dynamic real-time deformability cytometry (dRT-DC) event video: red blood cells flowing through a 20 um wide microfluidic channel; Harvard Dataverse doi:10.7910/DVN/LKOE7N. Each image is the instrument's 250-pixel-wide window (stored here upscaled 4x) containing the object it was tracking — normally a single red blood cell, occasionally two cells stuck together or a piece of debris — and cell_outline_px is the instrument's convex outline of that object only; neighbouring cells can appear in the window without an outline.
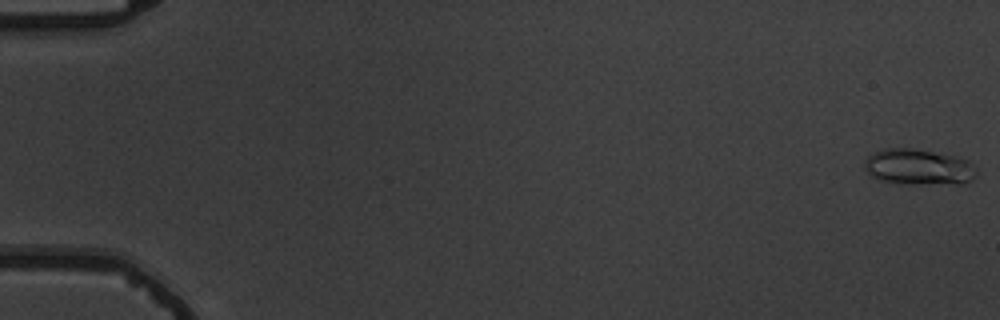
{"species": "common noctule bat (a hibernating species)", "species_latin": "Nyctalus noctula", "temperature_condition": "warm", "stored_images_in_passage": 10, "camera_frame_rate_fps": 3000, "um_per_image_px": 0.085, "animal": {"sex": "male", "body_mass_g": 19.5, "forearm_length_mm": 54.6}, "frame": {"image": 1, "passage_image": 1, "time_ms": 0.0, "image_size_px": [1000, 320], "cell_outline_px": [[976, 176], [968, 184], [904, 184], [880, 180], [872, 176], [864, 168], [864, 160], [868, 156], [884, 148], [916, 148], [952, 156], [968, 160], [976, 168]], "centroid_in_image_um": [78.1, 14.21], "position_along_channel_um": 6.9, "area_um2": 23.64}}
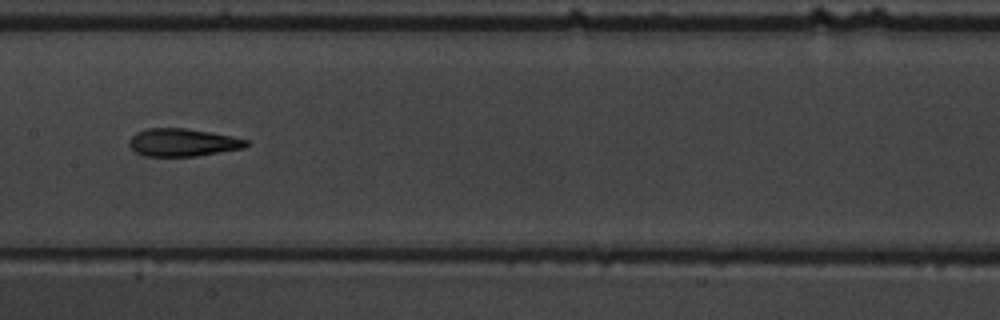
{"frame": {"image": 2, "passage_image": 9, "time_ms": 9.667, "image_size_px": [1000, 320], "cell_outline_px": [[252, 144], [244, 148], [196, 156], [144, 156], [136, 152], [128, 144], [128, 140], [136, 132], [148, 128], [184, 128], [212, 132], [252, 140]], "centroid_in_image_um": [15.59, 12.1], "position_along_channel_um": 191.8, "area_um2": 19.19}}
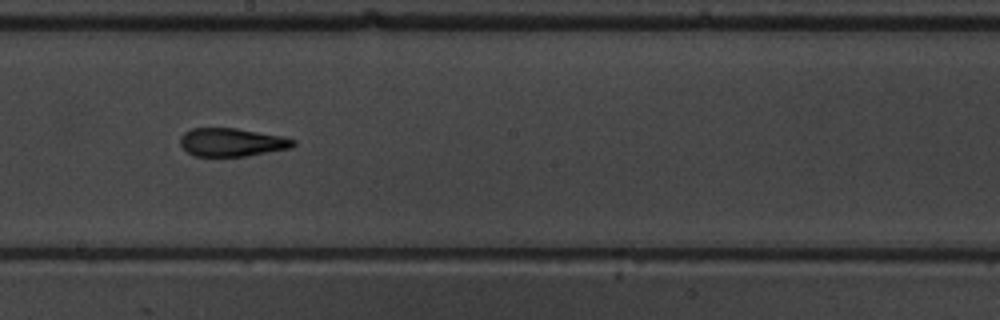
{"frame": {"image": 3, "passage_image": 10, "time_ms": 10.667, "image_size_px": [1000, 320], "cell_outline_px": [[296, 144], [292, 148], [244, 156], [196, 156], [188, 152], [180, 144], [180, 136], [184, 132], [192, 128], [236, 128], [284, 136], [296, 140]], "centroid_in_image_um": [19.73, 12.08], "position_along_channel_um": 228.5, "area_um2": 18.67}}